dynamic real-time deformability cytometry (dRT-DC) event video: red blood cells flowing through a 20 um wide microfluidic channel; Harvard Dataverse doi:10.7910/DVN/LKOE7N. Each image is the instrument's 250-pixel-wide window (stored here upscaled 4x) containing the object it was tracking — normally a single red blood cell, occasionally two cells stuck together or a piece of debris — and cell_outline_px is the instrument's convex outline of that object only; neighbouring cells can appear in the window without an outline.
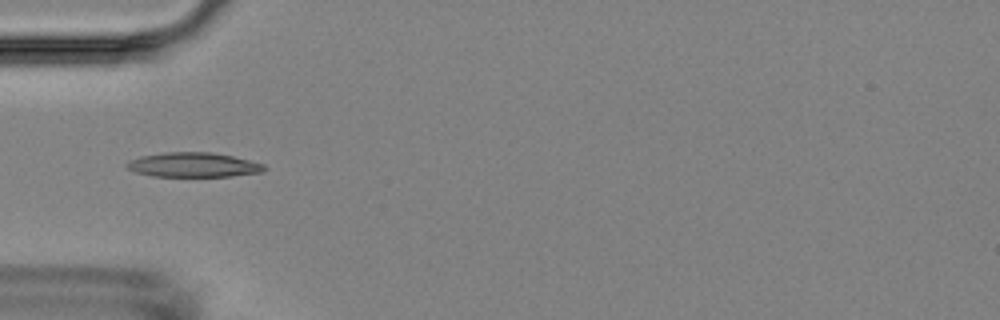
{"species": "Egyptian fruit bat (a non-hibernating species)", "species_latin": "Rousettus aegyptiacus", "temperature_condition": "room temperature", "stored_images_in_passage": 13, "camera_frame_rate_fps": 3000, "um_per_image_px": 0.085, "animal": {"sex": "female"}, "frame": {"image": 1, "passage_image": 3, "time_ms": 2.333, "image_size_px": [1000, 320], "cell_outline_px": [[268, 168], [264, 172], [232, 176], [152, 176], [136, 172], [128, 168], [124, 164], [128, 160], [140, 156], [164, 152], [212, 152], [232, 156], [264, 164]], "centroid_in_image_um": [16.44, 14.01], "position_along_channel_um": 68.6, "area_um2": 19.77}}
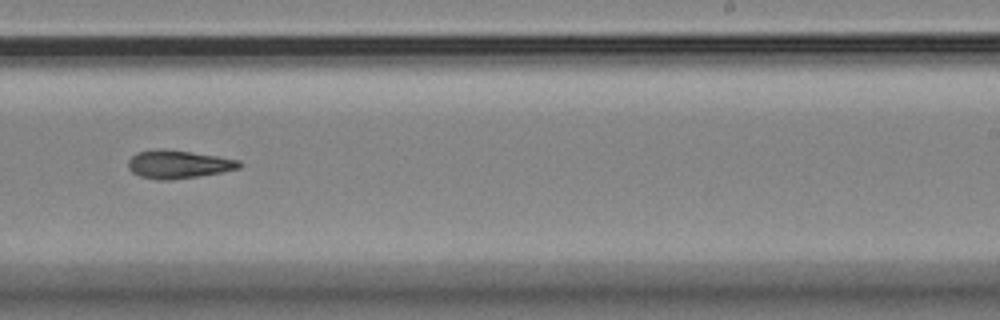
{"frame": {"image": 2, "passage_image": 8, "time_ms": 8.0, "image_size_px": [1000, 320], "cell_outline_px": [[240, 168], [200, 176], [172, 180], [156, 180], [140, 176], [132, 172], [128, 168], [128, 160], [136, 152], [192, 152], [240, 160]], "centroid_in_image_um": [15.18, 14.02], "position_along_channel_um": 273.8, "area_um2": 17.46}}
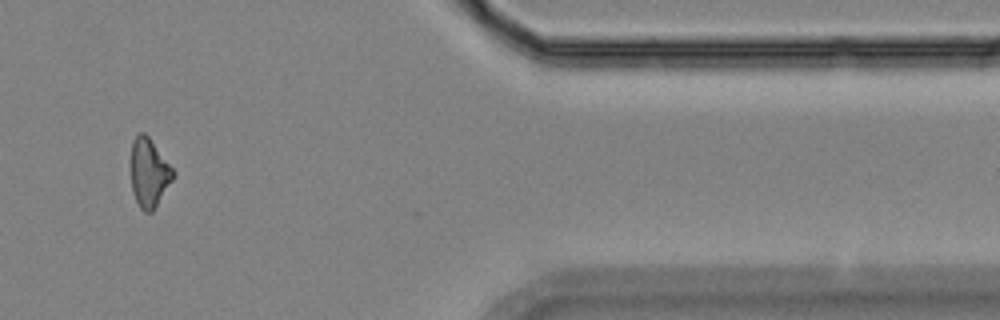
{"frame": {"image": 3, "passage_image": 11, "time_ms": 12.333, "image_size_px": [1000, 320], "cell_outline_px": [[176, 176], [152, 212], [144, 212], [140, 208], [132, 192], [132, 140], [140, 132], [144, 132], [148, 136], [176, 172]], "centroid_in_image_um": [12.7, 14.7], "position_along_channel_um": 398.7, "area_um2": 16.82}, "authors_computed_cell_mechanics": {"area_um2": 18.0914, "velocity_mm_per_s": 3.6208, "shape_relaxation_time_tau1_ms": 2.9854, "shape_relaxation_time_tau2_ms": null, "deformation_change_tau1": 0.0925, "deformation_change_tau2": null}}